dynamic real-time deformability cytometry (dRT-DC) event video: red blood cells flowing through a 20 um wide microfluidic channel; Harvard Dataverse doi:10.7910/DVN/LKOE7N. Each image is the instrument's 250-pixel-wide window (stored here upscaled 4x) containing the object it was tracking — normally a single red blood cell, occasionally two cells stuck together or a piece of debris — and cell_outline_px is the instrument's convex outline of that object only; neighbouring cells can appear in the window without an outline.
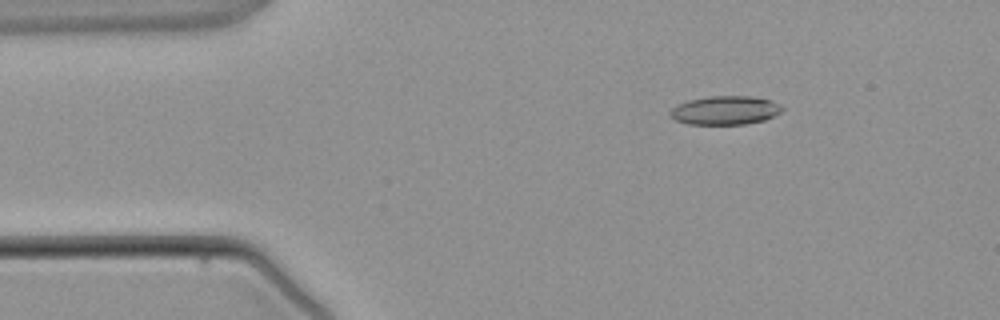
{"species": "common noctule bat (a hibernating species)", "species_latin": "Nyctalus noctula", "temperature_condition": "warm", "stored_images_in_passage": 3, "camera_frame_rate_fps": 3000, "um_per_image_px": 0.085, "animal": {"sex": "male", "body_mass_g": 21.5, "forearm_length_mm": 52.0}, "frame": {"image": 1, "passage_image": 2, "time_ms": 1.0, "image_size_px": [1000, 320], "cell_outline_px": [[784, 108], [780, 112], [764, 120], [744, 124], [688, 124], [676, 120], [668, 112], [676, 104], [688, 100], [708, 96], [752, 96], [768, 100], [780, 104]], "centroid_in_image_um": [61.61, 9.37], "position_along_channel_um": 23.4, "area_um2": 18.67}}